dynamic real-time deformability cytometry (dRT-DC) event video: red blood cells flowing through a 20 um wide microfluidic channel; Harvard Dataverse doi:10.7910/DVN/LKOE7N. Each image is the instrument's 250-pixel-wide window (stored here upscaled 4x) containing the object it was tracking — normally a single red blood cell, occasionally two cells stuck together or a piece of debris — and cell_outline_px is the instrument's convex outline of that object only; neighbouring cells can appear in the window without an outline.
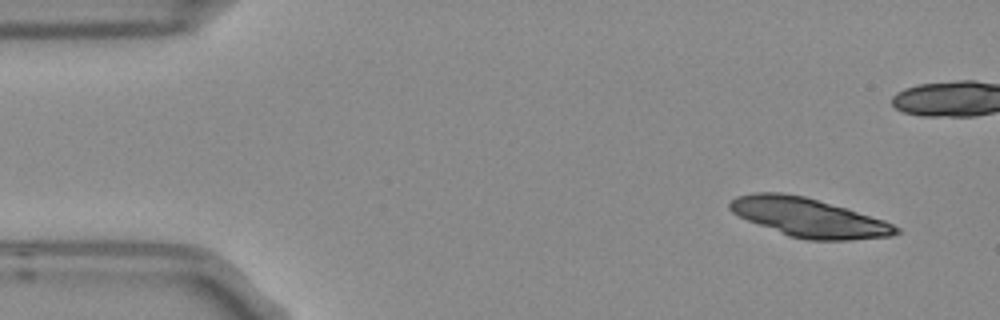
{"species": "Egyptian fruit bat (a non-hibernating species)", "species_latin": "Rousettus aegyptiacus", "temperature_condition": "room temperature", "stored_images_in_passage": 5, "camera_frame_rate_fps": 3000, "um_per_image_px": 0.085, "frame": {"image": 1, "passage_image": 1, "time_ms": 0.0, "image_size_px": [1000, 320], "cell_outline_px": [[900, 232], [892, 236], [848, 240], [808, 240], [788, 236], [748, 220], [732, 212], [728, 208], [728, 204], [736, 196], [752, 192], [780, 192], [804, 196], [848, 208], [884, 220], [900, 228]], "centroid_in_image_um": [68.75, 18.48], "position_along_channel_um": 16.3, "area_um2": 37.63}}